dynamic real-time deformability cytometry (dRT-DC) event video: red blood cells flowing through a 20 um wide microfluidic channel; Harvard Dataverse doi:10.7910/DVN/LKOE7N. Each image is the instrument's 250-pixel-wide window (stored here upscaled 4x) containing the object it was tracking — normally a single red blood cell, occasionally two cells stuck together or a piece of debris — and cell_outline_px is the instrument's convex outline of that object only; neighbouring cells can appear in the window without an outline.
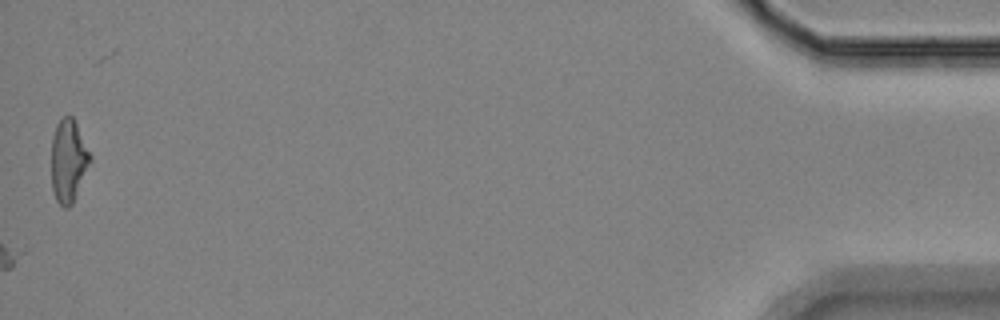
{"species": "Egyptian fruit bat (a non-hibernating species)", "species_latin": "Rousettus aegyptiacus", "temperature_condition": "room temperature", "stored_images_in_passage": 45, "camera_frame_rate_fps": 3000, "um_per_image_px": 0.085, "animal": {"sex": "female"}, "frame": {"image": 1, "passage_image": 45, "time_ms": 14.667, "image_size_px": [1000, 320], "cell_outline_px": [[92, 160], [72, 204], [68, 208], [64, 208], [56, 200], [52, 188], [52, 136], [56, 124], [64, 116], [72, 116], [92, 156]], "centroid_in_image_um": [5.82, 13.68], "position_along_channel_um": 429.4, "area_um2": 18.61}}